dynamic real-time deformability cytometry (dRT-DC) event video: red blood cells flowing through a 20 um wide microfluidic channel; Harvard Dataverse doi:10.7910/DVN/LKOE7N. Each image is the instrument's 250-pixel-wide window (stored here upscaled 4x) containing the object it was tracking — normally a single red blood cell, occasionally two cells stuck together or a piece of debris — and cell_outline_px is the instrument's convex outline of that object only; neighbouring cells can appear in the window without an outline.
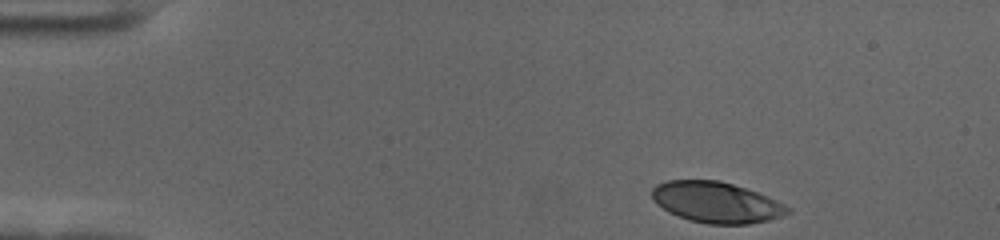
{"species": "human", "species_latin": "Homo sapiens", "temperature_condition": "cold", "stored_images_in_passage": 43, "camera_frame_rate_fps": 3000, "um_per_image_px": 0.085, "donor": {"sex": "female"}, "frame": {"image": 1, "passage_image": 1, "time_ms": 0.0, "image_size_px": [1000, 240], "cell_outline_px": [[792, 212], [784, 216], [768, 220], [748, 224], [708, 224], [688, 220], [668, 212], [652, 196], [652, 188], [656, 184], [668, 180], [720, 180], [768, 196], [792, 208]], "centroid_in_image_um": [60.93, 17.2], "position_along_channel_um": 24.1, "area_um2": 32.25}}
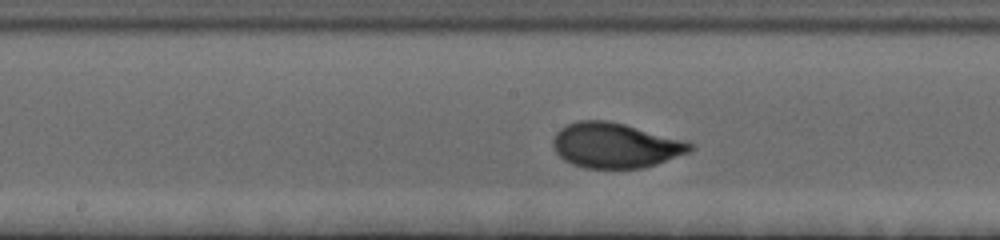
{"frame": {"image": 2, "passage_image": 23, "time_ms": 7.333, "image_size_px": [1000, 240], "cell_outline_px": [[692, 148], [688, 152], [656, 164], [644, 168], [584, 168], [572, 164], [564, 160], [556, 152], [552, 144], [552, 140], [556, 132], [560, 128], [576, 120], [608, 120], [688, 140], [692, 144]], "centroid_in_image_um": [52.29, 12.35], "position_along_channel_um": 195.9, "area_um2": 36.13}}
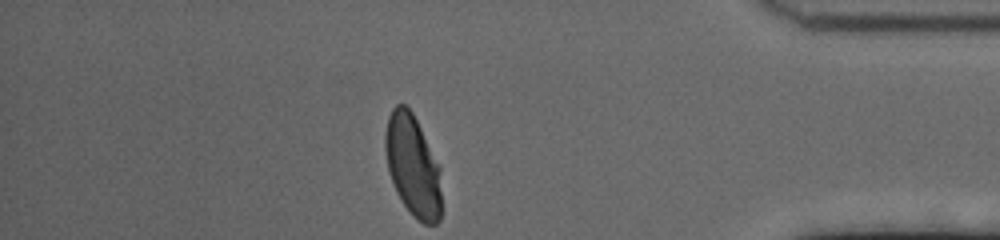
{"frame": {"image": 3, "passage_image": 43, "time_ms": 14.0, "image_size_px": [1000, 240], "cell_outline_px": [[440, 220], [436, 224], [424, 224], [404, 204], [396, 192], [388, 172], [384, 148], [384, 136], [388, 116], [392, 108], [396, 104], [404, 104], [412, 112], [440, 168]], "centroid_in_image_um": [35.05, 14.05], "position_along_channel_um": 400.1, "area_um2": 32.83}, "authors_computed_cell_mechanics": {"area_um2": 34.9112, "velocity_mm_per_s": 3.5296, "shape_relaxation_time_tau1_ms": 3.2532, "shape_relaxation_time_tau2_ms": null, "deformation_change_tau1": 0.174, "deformation_change_tau2": null}}